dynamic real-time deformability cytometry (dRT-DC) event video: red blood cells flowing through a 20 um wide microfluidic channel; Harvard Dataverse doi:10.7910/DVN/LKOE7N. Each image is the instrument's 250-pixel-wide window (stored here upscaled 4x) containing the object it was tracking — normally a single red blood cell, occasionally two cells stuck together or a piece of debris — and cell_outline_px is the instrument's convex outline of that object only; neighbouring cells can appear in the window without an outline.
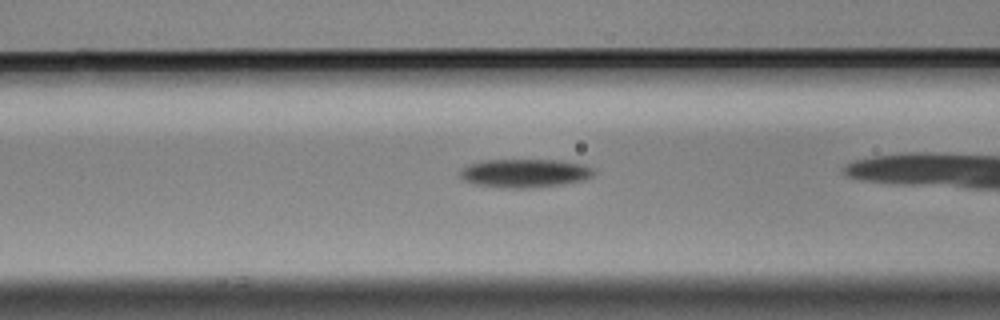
{"species": "Egyptian fruit bat (a non-hibernating species)", "species_latin": "Rousettus aegyptiacus", "temperature_condition": "cold", "stored_images_in_passage": 29, "camera_frame_rate_fps": 3000, "um_per_image_px": 0.085, "animal": {"sex": "male"}, "frame": {"image": 1, "passage_image": 7, "time_ms": 2.0, "image_size_px": [1000, 320], "cell_outline_px": [[596, 172], [592, 176], [584, 180], [564, 184], [528, 188], [504, 188], [472, 184], [464, 180], [460, 176], [460, 168], [468, 164], [484, 160], [560, 160], [584, 164], [592, 168]], "centroid_in_image_um": [44.59, 14.72], "position_along_channel_um": 122.0, "area_um2": 22.48}}
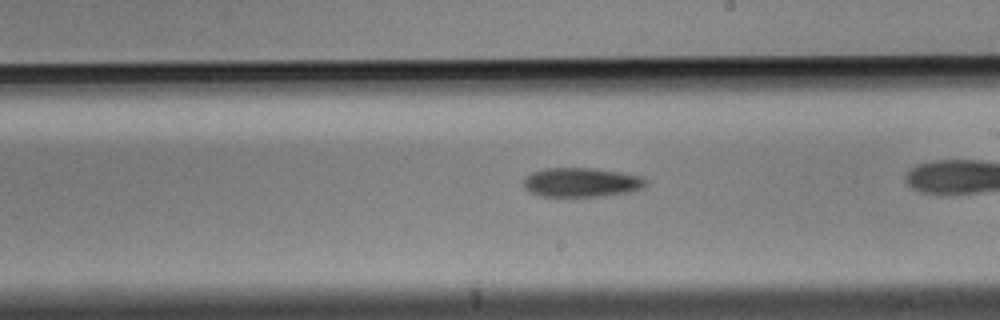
{"frame": {"image": 2, "passage_image": 17, "time_ms": 5.333, "image_size_px": [1000, 320], "cell_outline_px": [[648, 184], [644, 188], [632, 192], [604, 196], [540, 196], [524, 188], [524, 176], [532, 172], [544, 168], [588, 168], [620, 172], [644, 176], [648, 180]], "centroid_in_image_um": [49.48, 15.5], "position_along_channel_um": 239.5, "area_um2": 21.1}}
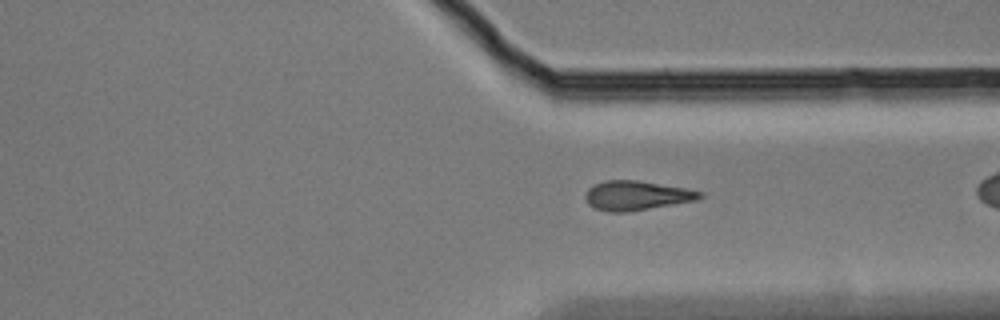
{"frame": {"image": 3, "passage_image": 27, "time_ms": 8.667, "image_size_px": [1000, 320], "cell_outline_px": [[704, 196], [696, 200], [628, 212], [608, 212], [596, 208], [588, 204], [584, 196], [588, 188], [604, 180], [636, 180], [684, 188], [704, 192]], "centroid_in_image_um": [54.09, 16.62], "position_along_channel_um": 357.3, "area_um2": 19.48}}